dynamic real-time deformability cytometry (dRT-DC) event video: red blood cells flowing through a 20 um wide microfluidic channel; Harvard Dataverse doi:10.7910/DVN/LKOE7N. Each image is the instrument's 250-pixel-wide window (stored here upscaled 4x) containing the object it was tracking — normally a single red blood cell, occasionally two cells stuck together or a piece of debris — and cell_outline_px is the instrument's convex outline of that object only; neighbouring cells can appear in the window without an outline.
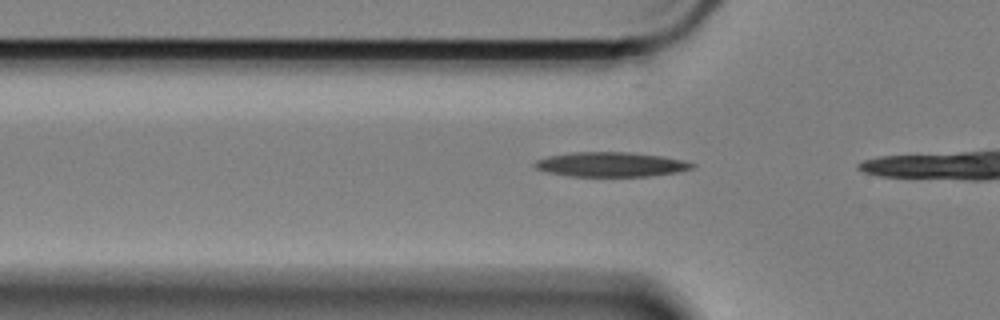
{"species": "Egyptian fruit bat (a non-hibernating species)", "species_latin": "Rousettus aegyptiacus", "temperature_condition": "cold", "stored_images_in_passage": 11, "camera_frame_rate_fps": 3000, "um_per_image_px": 0.085, "animal": {"sex": "female"}, "frame": {"image": 1, "passage_image": 8, "time_ms": 2.333, "image_size_px": [1000, 320], "cell_outline_px": [[696, 164], [692, 168], [676, 172], [648, 176], [568, 176], [548, 172], [536, 168], [532, 164], [536, 160], [548, 156], [572, 152], [628, 152], [664, 156], [688, 160]], "centroid_in_image_um": [51.94, 13.97], "position_along_channel_um": 73.9, "area_um2": 22.66}}